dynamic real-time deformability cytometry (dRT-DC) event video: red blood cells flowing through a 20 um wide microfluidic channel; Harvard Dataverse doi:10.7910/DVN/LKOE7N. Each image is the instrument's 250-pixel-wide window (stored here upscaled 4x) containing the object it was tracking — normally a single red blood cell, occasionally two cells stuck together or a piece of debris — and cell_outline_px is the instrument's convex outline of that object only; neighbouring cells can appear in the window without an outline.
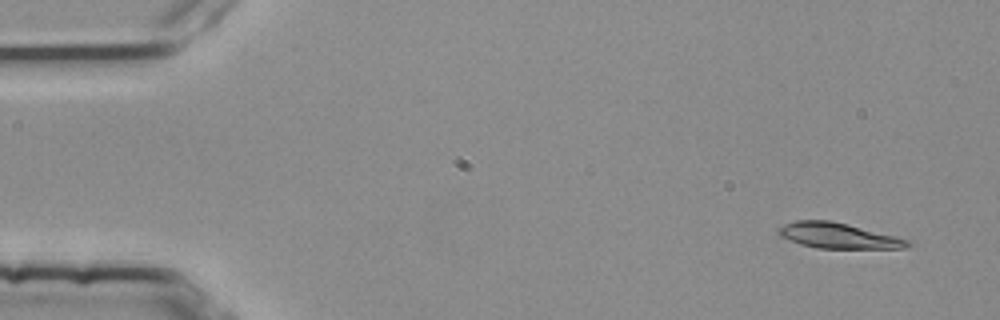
{"species": "common noctule bat (a hibernating species)", "species_latin": "Nyctalus noctula", "temperature_condition": "room temperature", "stored_images_in_passage": 4, "camera_frame_rate_fps": 3000, "um_per_image_px": 0.085, "animal": {"sex": "female", "body_mass_g": 25.1}, "frame": {"image": 1, "passage_image": 1, "time_ms": 0.0, "image_size_px": [1000, 320], "cell_outline_px": [[912, 244], [908, 248], [816, 248], [800, 244], [780, 236], [776, 232], [776, 228], [784, 224], [796, 220], [832, 220], [848, 224], [908, 240]], "centroid_in_image_um": [71.18, 20.02], "position_along_channel_um": 13.8, "area_um2": 19.07}}
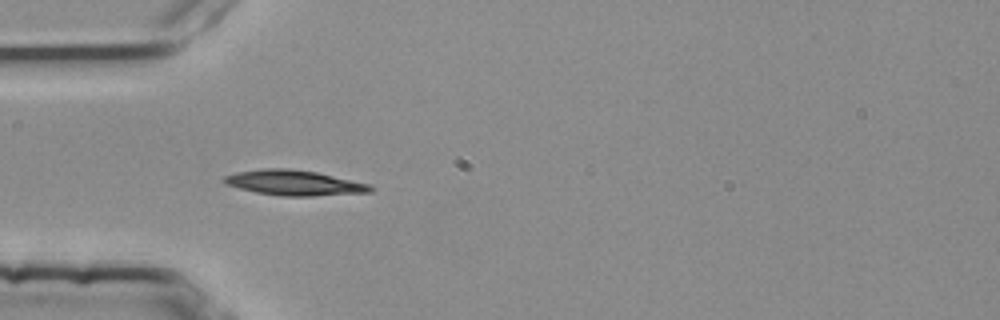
{"frame": {"image": 2, "passage_image": 4, "time_ms": 1.0, "image_size_px": [1000, 320], "cell_outline_px": [[372, 192], [312, 196], [280, 196], [256, 192], [224, 184], [220, 180], [224, 176], [236, 172], [264, 168], [288, 168], [316, 172], [372, 184]], "centroid_in_image_um": [24.99, 15.53], "position_along_channel_um": 60.0, "area_um2": 21.62}}